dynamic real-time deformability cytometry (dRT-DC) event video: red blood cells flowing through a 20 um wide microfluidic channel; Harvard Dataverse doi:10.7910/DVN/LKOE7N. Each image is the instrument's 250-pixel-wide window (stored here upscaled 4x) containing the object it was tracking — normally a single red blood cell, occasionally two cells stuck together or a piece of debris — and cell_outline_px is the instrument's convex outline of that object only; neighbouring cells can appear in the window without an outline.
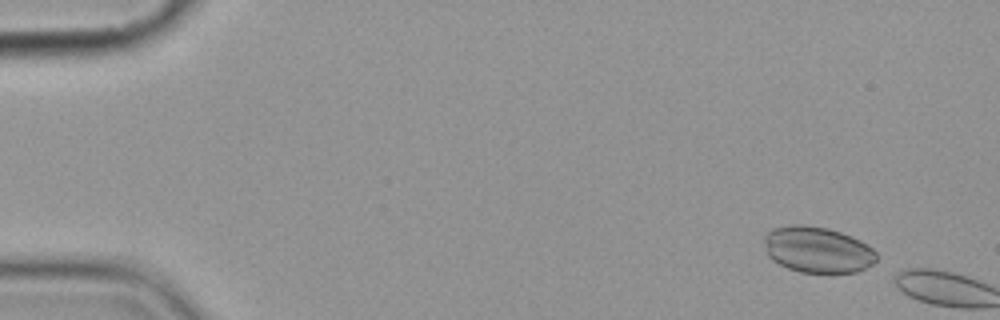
{"species": "common noctule bat (a hibernating species)", "species_latin": "Nyctalus noctula", "temperature_condition": "cold", "stored_images_in_passage": 2, "camera_frame_rate_fps": 3000, "um_per_image_px": 0.085, "animal": {"sex": "female", "body_mass_g": 19.9}, "frame": {"image": 1, "passage_image": 1, "time_ms": 0.0, "image_size_px": [1000, 320], "cell_outline_px": [[876, 260], [872, 264], [856, 272], [800, 272], [788, 268], [772, 260], [768, 256], [764, 244], [764, 236], [772, 228], [792, 224], [804, 224], [828, 228], [852, 236], [868, 244], [876, 252]], "centroid_in_image_um": [69.47, 21.2], "position_along_channel_um": 15.5, "area_um2": 30.23}}